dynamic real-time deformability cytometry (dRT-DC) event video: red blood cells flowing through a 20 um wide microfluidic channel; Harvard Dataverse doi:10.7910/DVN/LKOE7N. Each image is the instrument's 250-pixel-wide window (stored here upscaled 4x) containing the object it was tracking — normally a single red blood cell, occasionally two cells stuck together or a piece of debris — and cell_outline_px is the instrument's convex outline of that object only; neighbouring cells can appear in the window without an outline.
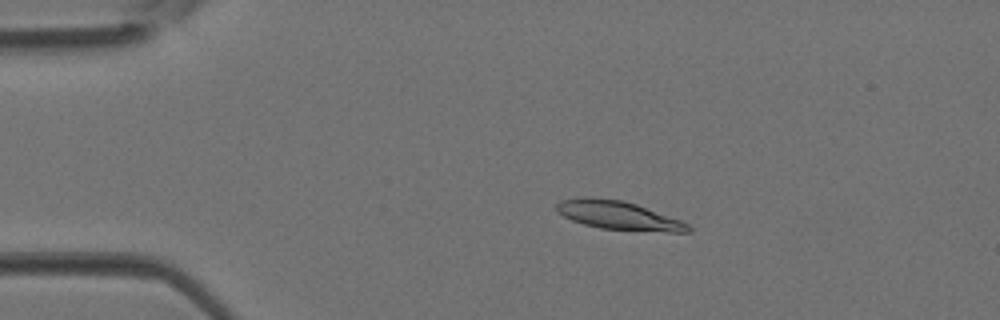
{"species": "Egyptian fruit bat (a non-hibernating species)", "species_latin": "Rousettus aegyptiacus", "temperature_condition": "room temperature", "stored_images_in_passage": 3, "camera_frame_rate_fps": 3000, "um_per_image_px": 0.085, "animal": {"sex": "female"}, "frame": {"image": 1, "passage_image": 2, "time_ms": 0.333, "image_size_px": [1000, 320], "cell_outline_px": [[692, 232], [668, 232], [600, 228], [584, 224], [572, 220], [556, 212], [556, 204], [560, 200], [580, 196], [592, 196], [624, 200], [636, 204], [680, 220], [688, 224], [692, 228]], "centroid_in_image_um": [52.53, 18.28], "position_along_channel_um": 32.5, "area_um2": 22.08}}